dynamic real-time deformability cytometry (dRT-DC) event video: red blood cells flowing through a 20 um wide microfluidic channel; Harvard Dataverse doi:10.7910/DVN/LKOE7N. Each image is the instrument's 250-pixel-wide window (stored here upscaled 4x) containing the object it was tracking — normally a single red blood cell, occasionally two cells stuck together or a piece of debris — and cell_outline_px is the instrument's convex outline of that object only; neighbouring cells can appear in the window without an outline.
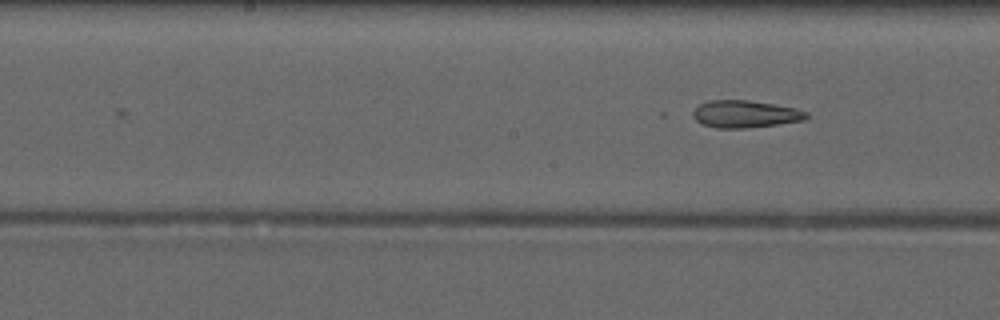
{"species": "common noctule bat (a hibernating species)", "species_latin": "Nyctalus noctula", "temperature_condition": "warm", "stored_images_in_passage": 6, "camera_frame_rate_fps": 3000, "um_per_image_px": 0.085, "animal": {"sex": "male", "forearm_length_mm": 52.5}, "frame": {"image": 1, "passage_image": 6, "time_ms": 5.667, "image_size_px": [1000, 320], "cell_outline_px": [[808, 116], [804, 120], [748, 128], [716, 128], [700, 124], [692, 116], [692, 112], [700, 104], [708, 100], [748, 100], [796, 108], [808, 112]], "centroid_in_image_um": [63.31, 9.7], "position_along_channel_um": 184.9, "area_um2": 18.03}}